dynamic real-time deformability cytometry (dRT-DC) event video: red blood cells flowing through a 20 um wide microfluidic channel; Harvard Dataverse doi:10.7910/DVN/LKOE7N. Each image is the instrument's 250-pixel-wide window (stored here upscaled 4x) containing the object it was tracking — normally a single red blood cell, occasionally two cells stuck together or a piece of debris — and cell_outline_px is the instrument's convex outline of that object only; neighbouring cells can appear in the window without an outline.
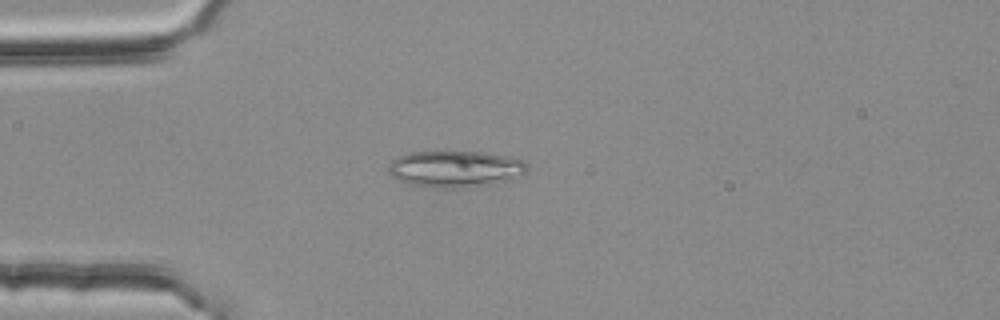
{"species": "common noctule bat (a hibernating species)", "species_latin": "Nyctalus noctula", "temperature_condition": "room temperature", "stored_images_in_passage": 47, "camera_frame_rate_fps": 3000, "um_per_image_px": 0.085, "animal": {"sex": "female", "body_mass_g": 25.1}, "frame": {"image": 1, "passage_image": 14, "time_ms": 4.333, "image_size_px": [1000, 320], "cell_outline_px": [[528, 168], [524, 172], [504, 180], [452, 188], [424, 188], [408, 184], [392, 176], [388, 172], [388, 164], [396, 156], [408, 152], [484, 152], [508, 156], [524, 160], [528, 164]], "centroid_in_image_um": [38.58, 14.33], "position_along_channel_um": 46.4, "area_um2": 29.13}}
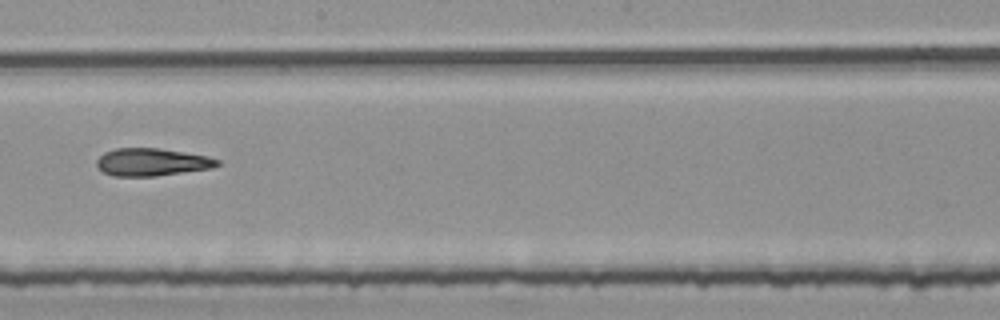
{"frame": {"image": 2, "passage_image": 28, "time_ms": 9.0, "image_size_px": [1000, 320], "cell_outline_px": [[220, 164], [212, 168], [156, 176], [112, 176], [104, 172], [96, 164], [96, 160], [104, 152], [116, 148], [156, 148], [184, 152], [208, 156], [220, 160]], "centroid_in_image_um": [12.91, 13.78], "position_along_channel_um": 235.3, "area_um2": 19.36}}
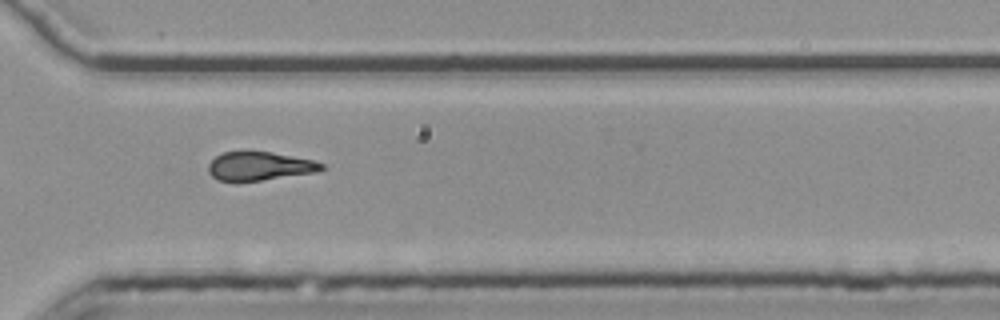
{"frame": {"image": 3, "passage_image": 37, "time_ms": 12.0, "image_size_px": [1000, 320], "cell_outline_px": [[328, 168], [316, 172], [260, 180], [216, 180], [208, 172], [208, 164], [216, 156], [224, 152], [272, 152], [312, 160], [324, 164]], "centroid_in_image_um": [22.08, 14.11], "position_along_channel_um": 348.5, "area_um2": 18.55}, "authors_computed_cell_mechanics": {"area_um2": 19.9988, "velocity_mm_per_s": 3.7995, "shape_relaxation_time_tau1_ms": null, "shape_relaxation_time_tau2_ms": 6.8306, "deformation_change_tau1": null, "deformation_change_tau2": 0.2002}}